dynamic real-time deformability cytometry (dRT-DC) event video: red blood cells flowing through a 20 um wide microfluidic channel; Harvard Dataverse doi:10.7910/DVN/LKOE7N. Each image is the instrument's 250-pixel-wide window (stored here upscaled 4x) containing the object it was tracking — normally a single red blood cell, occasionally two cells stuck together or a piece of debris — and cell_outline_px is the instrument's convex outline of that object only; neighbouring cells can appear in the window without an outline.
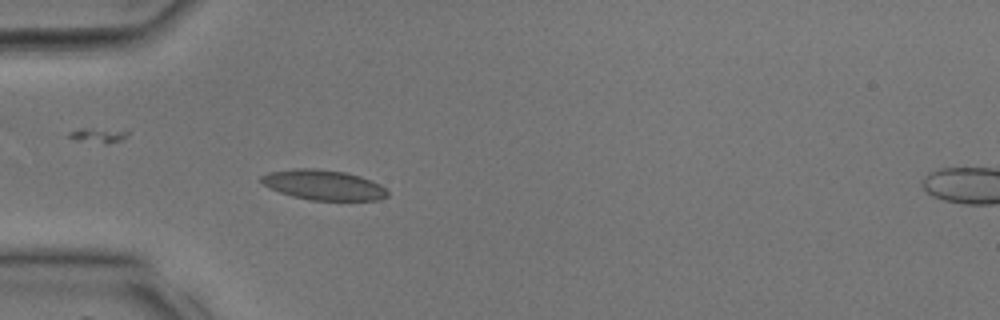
{"species": "common noctule bat (a hibernating species)", "species_latin": "Nyctalus noctula", "temperature_condition": "room temperature", "stored_images_in_passage": 26, "camera_frame_rate_fps": 3000, "um_per_image_px": 0.085, "animal": {"sex": "male", "body_mass_g": 17.9, "forearm_length_mm": 54.2}, "frame": {"image": 1, "passage_image": 2, "time_ms": 0.333, "image_size_px": [1000, 320], "cell_outline_px": [[388, 196], [380, 200], [308, 200], [292, 196], [268, 188], [260, 180], [260, 176], [268, 172], [296, 168], [316, 168], [344, 172], [360, 176], [372, 180], [380, 184], [388, 192]], "centroid_in_image_um": [27.48, 15.72], "position_along_channel_um": 57.5, "area_um2": 22.25}}
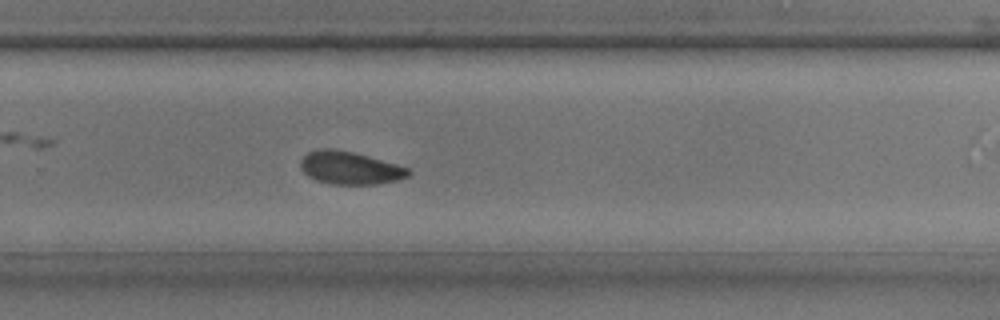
{"frame": {"image": 2, "passage_image": 15, "time_ms": 4.667, "image_size_px": [1000, 320], "cell_outline_px": [[412, 172], [408, 176], [396, 180], [376, 184], [332, 184], [316, 180], [308, 176], [300, 168], [300, 160], [308, 152], [320, 148], [332, 148], [352, 152], [368, 156], [396, 164], [408, 168]], "centroid_in_image_um": [29.72, 14.27], "position_along_channel_um": 300.1, "area_um2": 20.52}}
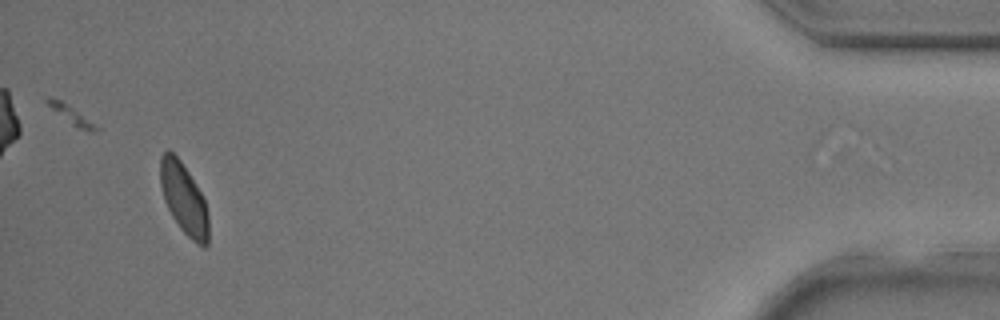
{"frame": {"image": 3, "passage_image": 25, "time_ms": 8.0, "image_size_px": [1000, 320], "cell_outline_px": [[208, 244], [204, 248], [192, 240], [180, 228], [172, 216], [164, 200], [160, 184], [160, 156], [168, 148], [180, 160], [196, 184], [204, 200], [208, 212]], "centroid_in_image_um": [15.62, 16.89], "position_along_channel_um": 419.6, "area_um2": 19.88}}